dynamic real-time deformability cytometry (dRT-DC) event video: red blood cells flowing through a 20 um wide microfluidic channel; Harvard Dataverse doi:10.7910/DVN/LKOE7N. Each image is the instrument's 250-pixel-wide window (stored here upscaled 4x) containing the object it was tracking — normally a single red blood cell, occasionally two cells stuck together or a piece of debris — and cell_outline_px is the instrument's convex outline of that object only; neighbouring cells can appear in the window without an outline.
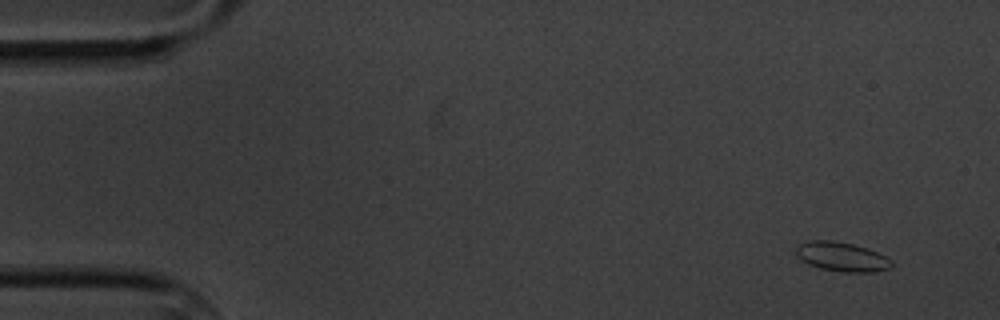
{"species": "common noctule bat (a hibernating species)", "species_latin": "Nyctalus noctula", "temperature_condition": "cold", "stored_images_in_passage": 5, "camera_frame_rate_fps": 3000, "um_per_image_px": 0.085, "animal": {"sex": "male", "body_mass_g": 20.1, "forearm_length_mm": 53.5}, "frame": {"image": 1, "passage_image": 2, "time_ms": 1.333, "image_size_px": [1000, 320], "cell_outline_px": [[892, 268], [872, 272], [840, 272], [820, 268], [808, 264], [796, 256], [796, 248], [800, 244], [812, 240], [832, 240], [852, 244], [868, 248], [892, 260]], "centroid_in_image_um": [71.56, 21.83], "position_along_channel_um": 13.4, "area_um2": 16.3}}